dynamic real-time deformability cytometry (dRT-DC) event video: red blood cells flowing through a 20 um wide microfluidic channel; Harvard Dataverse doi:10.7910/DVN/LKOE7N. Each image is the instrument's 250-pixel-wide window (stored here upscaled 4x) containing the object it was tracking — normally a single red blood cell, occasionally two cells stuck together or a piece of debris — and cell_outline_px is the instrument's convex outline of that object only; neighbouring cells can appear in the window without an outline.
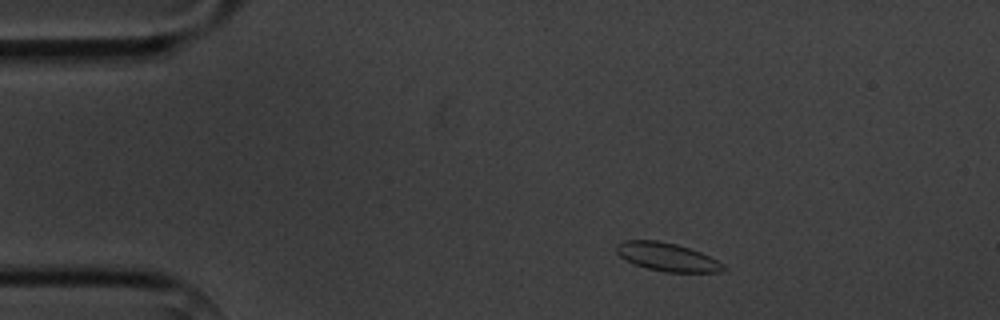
{"species": "common noctule bat (a hibernating species)", "species_latin": "Nyctalus noctula", "temperature_condition": "cold", "stored_images_in_passage": 2, "camera_frame_rate_fps": 3000, "um_per_image_px": 0.085, "animal": {"sex": "male", "body_mass_g": 20.1, "forearm_length_mm": 53.5}, "frame": {"image": 1, "passage_image": 2, "time_ms": 1.0, "image_size_px": [1000, 320], "cell_outline_px": [[728, 268], [720, 272], [664, 272], [648, 268], [636, 264], [620, 256], [616, 252], [616, 244], [624, 240], [656, 240], [676, 244], [700, 252], [724, 264]], "centroid_in_image_um": [56.72, 21.84], "position_along_channel_um": 28.3, "area_um2": 17.46}}